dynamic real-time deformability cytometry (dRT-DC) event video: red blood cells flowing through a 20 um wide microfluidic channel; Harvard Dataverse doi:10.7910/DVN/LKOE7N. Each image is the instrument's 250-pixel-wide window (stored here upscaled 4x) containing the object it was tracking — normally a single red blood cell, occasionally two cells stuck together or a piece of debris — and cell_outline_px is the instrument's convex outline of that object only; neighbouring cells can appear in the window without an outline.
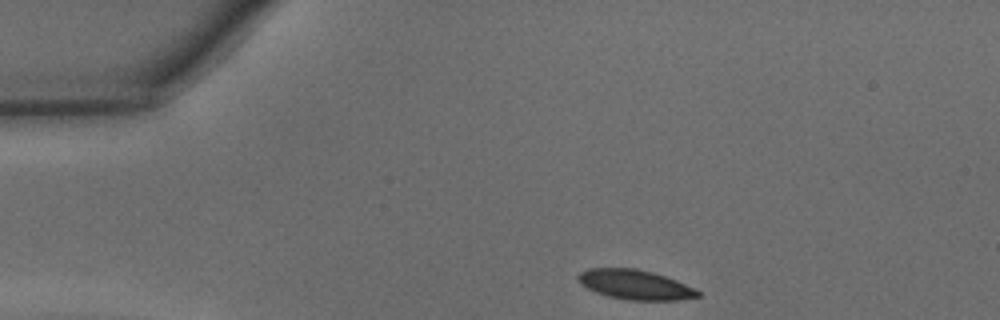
{"species": "common noctule bat (a hibernating species)", "species_latin": "Nyctalus noctula", "temperature_condition": "warm", "stored_images_in_passage": 7, "camera_frame_rate_fps": 3000, "um_per_image_px": 0.085, "animal": {"sex": "male", "body_mass_g": 15.6}, "frame": {"image": 1, "passage_image": 1, "time_ms": 0.0, "image_size_px": [1000, 320], "cell_outline_px": [[700, 296], [680, 300], [628, 300], [608, 296], [596, 292], [580, 284], [576, 276], [580, 272], [588, 268], [636, 268], [652, 272], [676, 280], [700, 292]], "centroid_in_image_um": [53.94, 24.19], "position_along_channel_um": 31.1, "area_um2": 20.58}}